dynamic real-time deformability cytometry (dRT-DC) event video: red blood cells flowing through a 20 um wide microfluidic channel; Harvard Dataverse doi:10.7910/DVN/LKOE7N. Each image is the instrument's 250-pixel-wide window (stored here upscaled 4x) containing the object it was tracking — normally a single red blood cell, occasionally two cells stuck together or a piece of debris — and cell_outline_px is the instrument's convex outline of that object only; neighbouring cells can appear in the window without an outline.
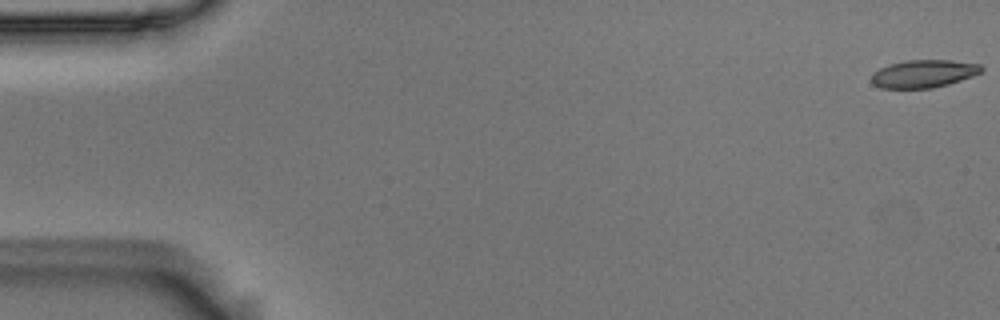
{"species": "Egyptian fruit bat (a non-hibernating species)", "species_latin": "Rousettus aegyptiacus", "temperature_condition": "room temperature", "stored_images_in_passage": 8, "camera_frame_rate_fps": 3000, "um_per_image_px": 0.085, "animal": {"sex": "male"}, "frame": {"image": 1, "passage_image": 1, "time_ms": 0.0, "image_size_px": [1000, 320], "cell_outline_px": [[984, 68], [980, 72], [972, 76], [948, 84], [932, 88], [880, 88], [872, 84], [872, 72], [888, 64], [908, 60], [952, 60], [980, 64]], "centroid_in_image_um": [78.48, 6.26], "position_along_channel_um": 6.5, "area_um2": 17.8}}